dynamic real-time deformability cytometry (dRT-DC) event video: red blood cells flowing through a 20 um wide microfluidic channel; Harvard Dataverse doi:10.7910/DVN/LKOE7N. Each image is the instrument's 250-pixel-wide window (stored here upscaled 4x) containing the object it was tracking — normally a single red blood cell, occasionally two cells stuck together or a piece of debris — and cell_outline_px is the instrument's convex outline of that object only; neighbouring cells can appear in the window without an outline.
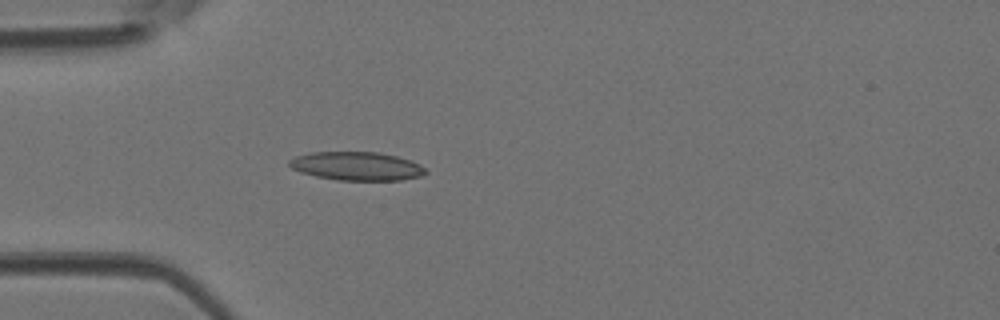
{"species": "Egyptian fruit bat (a non-hibernating species)", "species_latin": "Rousettus aegyptiacus", "temperature_condition": "room temperature", "stored_images_in_passage": 4, "camera_frame_rate_fps": 3000, "um_per_image_px": 0.085, "animal": {"sex": "female"}, "frame": {"image": 1, "passage_image": 1, "time_ms": 0.0, "image_size_px": [1000, 320], "cell_outline_px": [[428, 172], [420, 176], [400, 180], [336, 180], [316, 176], [300, 172], [292, 168], [288, 164], [288, 160], [296, 156], [312, 152], [380, 152], [396, 156], [420, 164]], "centroid_in_image_um": [30.3, 14.12], "position_along_channel_um": 54.7, "area_um2": 22.6}}
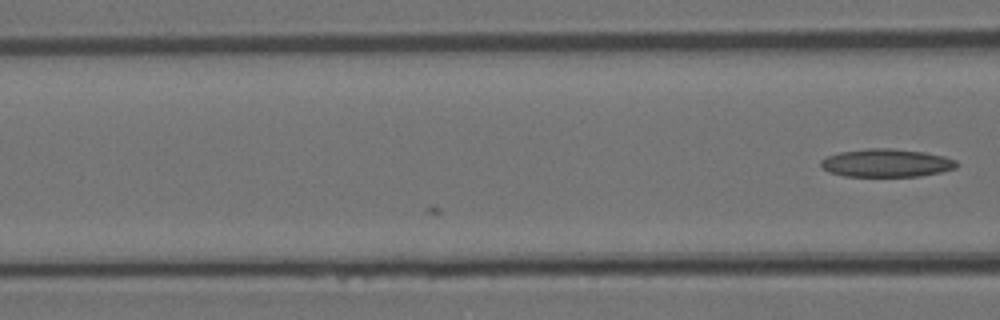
{"frame": {"image": 2, "passage_image": 4, "time_ms": 1.0, "image_size_px": [1000, 320], "cell_outline_px": [[956, 168], [940, 172], [920, 176], [844, 176], [828, 172], [820, 164], [820, 160], [828, 156], [840, 152], [868, 148], [892, 148], [924, 152], [944, 156], [956, 160]], "centroid_in_image_um": [75.33, 13.85], "position_along_channel_um": 91.3, "area_um2": 22.14}}